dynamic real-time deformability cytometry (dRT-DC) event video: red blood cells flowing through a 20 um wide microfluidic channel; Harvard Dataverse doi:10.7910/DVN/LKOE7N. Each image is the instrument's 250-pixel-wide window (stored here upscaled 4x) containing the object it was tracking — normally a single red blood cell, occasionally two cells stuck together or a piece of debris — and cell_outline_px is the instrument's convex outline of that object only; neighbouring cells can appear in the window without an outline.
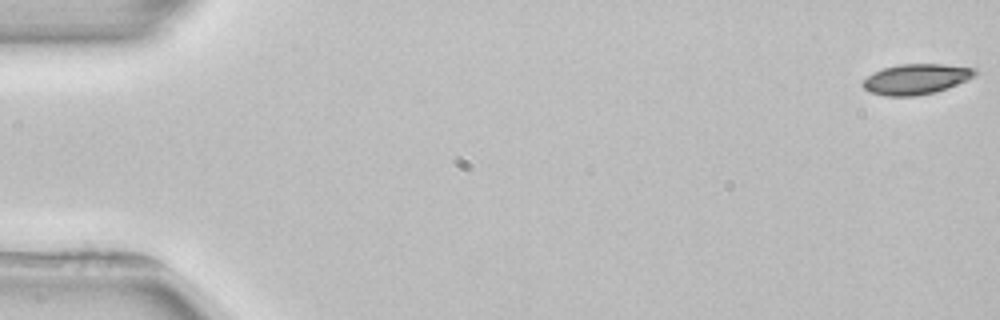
{"species": "common noctule bat (a hibernating species)", "species_latin": "Nyctalus noctula", "temperature_condition": "room temperature", "stored_images_in_passage": 4, "camera_frame_rate_fps": 3000, "um_per_image_px": 0.085, "animal": {"sex": "female", "body_mass_g": 22.7, "forearm_length_mm": 54.2}, "frame": {"image": 1, "passage_image": 1, "time_ms": 0.0, "image_size_px": [1000, 320], "cell_outline_px": [[980, 72], [976, 76], [968, 80], [948, 88], [936, 92], [916, 96], [884, 96], [868, 92], [860, 84], [872, 72], [884, 68], [900, 64], [944, 64], [976, 68]], "centroid_in_image_um": [77.9, 6.73], "position_along_channel_um": 7.1, "area_um2": 20.23}}
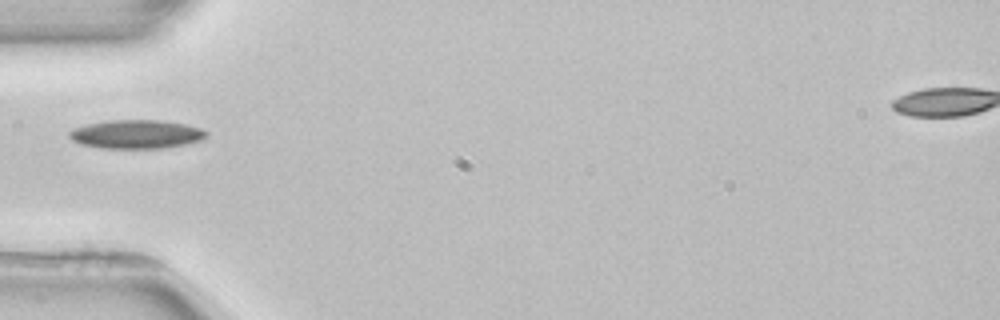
{"frame": {"image": 2, "passage_image": 4, "time_ms": 5.667, "image_size_px": [1000, 320], "cell_outline_px": [[208, 136], [200, 140], [184, 144], [160, 148], [100, 148], [80, 144], [72, 140], [68, 136], [68, 132], [72, 128], [88, 124], [108, 120], [160, 120], [184, 124], [200, 128], [208, 132]], "centroid_in_image_um": [11.54, 11.4], "position_along_channel_um": 73.5, "area_um2": 22.89}}